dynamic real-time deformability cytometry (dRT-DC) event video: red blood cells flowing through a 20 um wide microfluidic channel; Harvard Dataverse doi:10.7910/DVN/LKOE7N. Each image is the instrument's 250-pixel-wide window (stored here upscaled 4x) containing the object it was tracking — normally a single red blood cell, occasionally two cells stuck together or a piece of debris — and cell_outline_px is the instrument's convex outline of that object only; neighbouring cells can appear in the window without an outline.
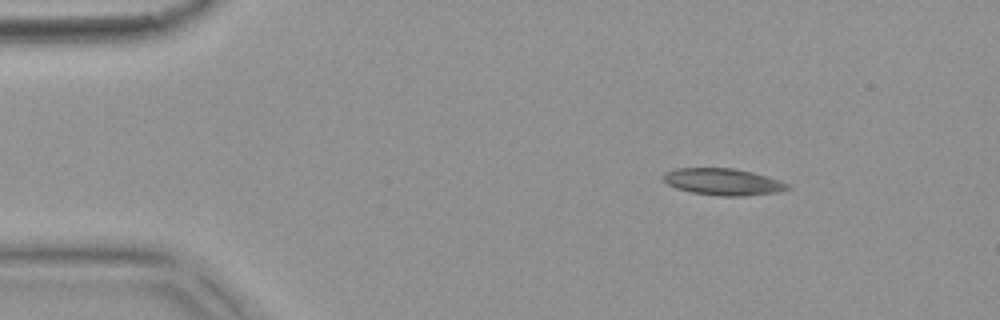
{"species": "common noctule bat (a hibernating species)", "species_latin": "Nyctalus noctula", "temperature_condition": "warm", "stored_images_in_passage": 4, "camera_frame_rate_fps": 3000, "um_per_image_px": 0.085, "animal": {"sex": "female", "body_mass_g": 18.4}, "frame": {"image": 1, "passage_image": 2, "time_ms": 0.333, "image_size_px": [1000, 320], "cell_outline_px": [[792, 188], [780, 192], [744, 196], [720, 196], [692, 192], [676, 188], [668, 184], [664, 180], [664, 172], [676, 168], [732, 168], [752, 172], [780, 180], [788, 184]], "centroid_in_image_um": [61.49, 15.46], "position_along_channel_um": 23.5, "area_um2": 19.36}}